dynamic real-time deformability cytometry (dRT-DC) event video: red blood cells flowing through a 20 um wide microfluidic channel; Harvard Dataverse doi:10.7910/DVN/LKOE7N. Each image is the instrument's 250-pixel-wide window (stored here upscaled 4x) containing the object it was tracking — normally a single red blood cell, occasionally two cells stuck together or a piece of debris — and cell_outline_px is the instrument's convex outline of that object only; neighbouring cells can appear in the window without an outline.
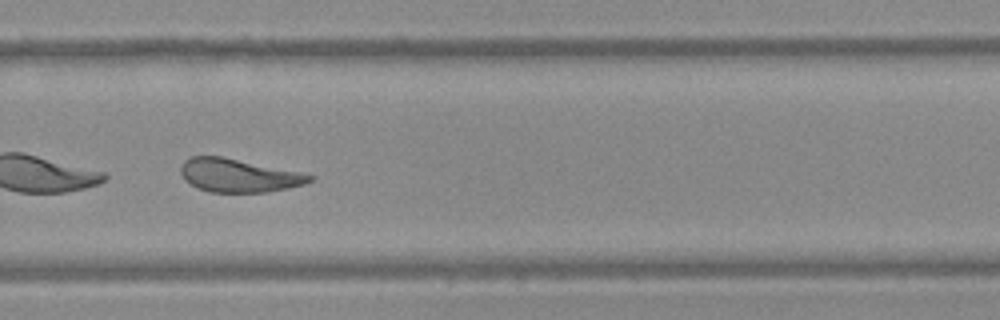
{"species": "Egyptian fruit bat (a non-hibernating species)", "species_latin": "Rousettus aegyptiacus", "temperature_condition": "warm", "stored_images_in_passage": 39, "camera_frame_rate_fps": 3000, "um_per_image_px": 0.085, "frame": {"image": 1, "passage_image": 28, "time_ms": 9.0, "image_size_px": [1000, 320], "cell_outline_px": [[312, 180], [304, 184], [288, 188], [268, 192], [208, 192], [196, 188], [180, 172], [180, 168], [184, 160], [192, 156], [220, 156], [300, 172], [312, 176]], "centroid_in_image_um": [20.26, 14.92], "position_along_channel_um": 309.5, "area_um2": 24.68}}